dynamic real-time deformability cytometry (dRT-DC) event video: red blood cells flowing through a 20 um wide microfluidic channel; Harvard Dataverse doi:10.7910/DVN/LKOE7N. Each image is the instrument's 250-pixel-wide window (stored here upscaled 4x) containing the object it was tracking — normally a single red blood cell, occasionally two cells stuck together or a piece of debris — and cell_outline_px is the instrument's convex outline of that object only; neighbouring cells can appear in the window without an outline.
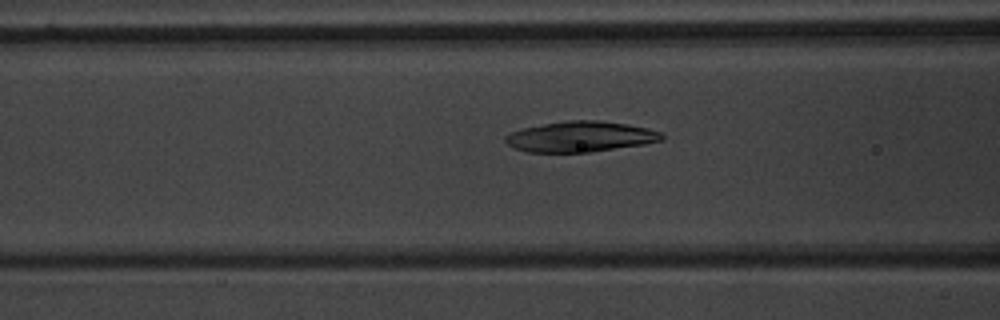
{"species": "common noctule bat (a hibernating species)", "species_latin": "Nyctalus noctula", "temperature_condition": "warm", "stored_images_in_passage": 43, "camera_frame_rate_fps": 3000, "um_per_image_px": 0.085, "animal": {"sex": "male", "body_mass_g": 20.1, "forearm_length_mm": 53.5}, "frame": {"image": 1, "passage_image": 17, "time_ms": 5.333, "image_size_px": [1000, 320], "cell_outline_px": [[664, 140], [644, 144], [588, 152], [528, 152], [512, 148], [504, 140], [504, 136], [512, 132], [524, 128], [544, 124], [568, 120], [600, 120], [628, 124], [648, 128], [660, 132], [664, 136]], "centroid_in_image_um": [49.34, 11.61], "position_along_channel_um": 117.3, "area_um2": 27.8}}
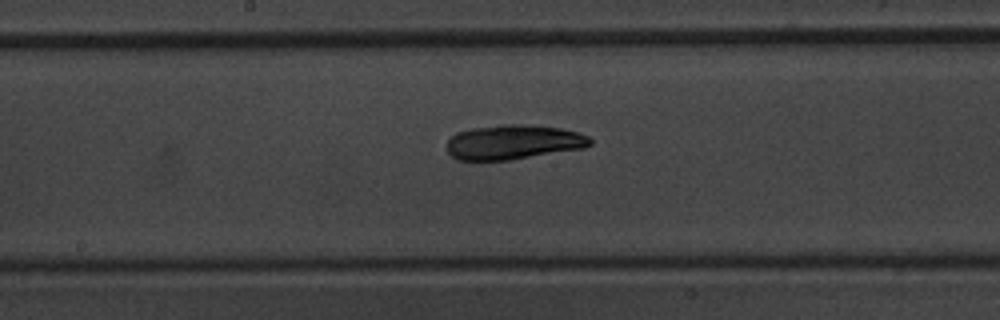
{"frame": {"image": 2, "passage_image": 24, "time_ms": 7.667, "image_size_px": [1000, 320], "cell_outline_px": [[592, 144], [584, 148], [508, 160], [456, 160], [448, 152], [448, 140], [456, 132], [472, 128], [500, 124], [520, 124], [560, 128], [580, 132], [588, 136], [592, 140]], "centroid_in_image_um": [43.64, 12.07], "position_along_channel_um": 204.6, "area_um2": 28.9}}
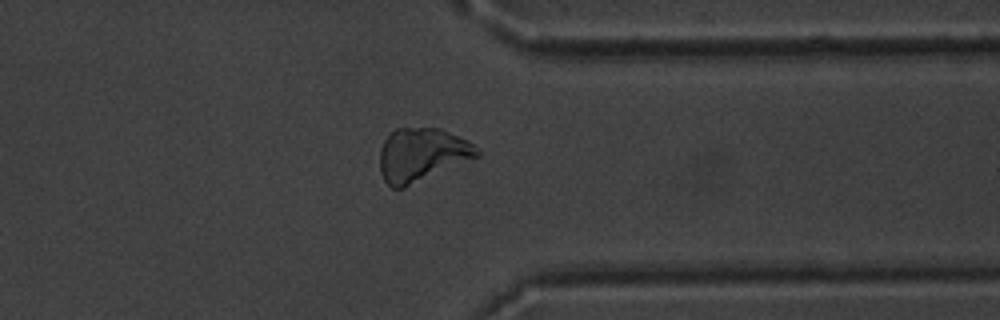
{"frame": {"image": 3, "passage_image": 38, "time_ms": 12.333, "image_size_px": [1000, 320], "cell_outline_px": [[480, 156], [404, 188], [392, 188], [384, 180], [380, 172], [380, 148], [384, 140], [396, 128], [440, 128], [468, 140], [480, 152]], "centroid_in_image_um": [35.85, 13.16], "position_along_channel_um": 375.6, "area_um2": 30.23}}